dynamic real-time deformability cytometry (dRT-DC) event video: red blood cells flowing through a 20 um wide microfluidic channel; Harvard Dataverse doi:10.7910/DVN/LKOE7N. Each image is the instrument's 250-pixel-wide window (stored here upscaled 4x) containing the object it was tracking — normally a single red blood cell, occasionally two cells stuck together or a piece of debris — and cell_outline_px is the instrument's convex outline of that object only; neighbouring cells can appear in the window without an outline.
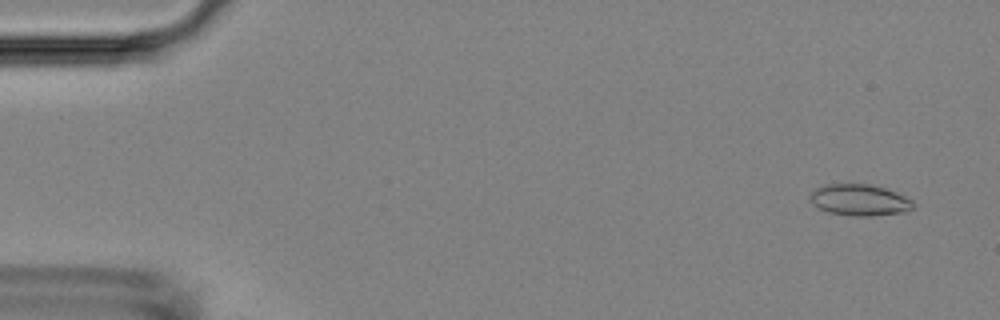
{"species": "Egyptian fruit bat (a non-hibernating species)", "species_latin": "Rousettus aegyptiacus", "temperature_condition": "room temperature", "stored_images_in_passage": 4, "camera_frame_rate_fps": 3000, "um_per_image_px": 0.085, "animal": {"sex": "female"}, "frame": {"image": 1, "passage_image": 1, "time_ms": 0.0, "image_size_px": [1000, 320], "cell_outline_px": [[916, 204], [908, 212], [872, 216], [852, 216], [828, 212], [812, 204], [808, 200], [812, 192], [816, 188], [824, 184], [872, 184], [884, 188], [904, 196], [912, 200]], "centroid_in_image_um": [73.06, 17.01], "position_along_channel_um": 11.9, "area_um2": 19.02}}